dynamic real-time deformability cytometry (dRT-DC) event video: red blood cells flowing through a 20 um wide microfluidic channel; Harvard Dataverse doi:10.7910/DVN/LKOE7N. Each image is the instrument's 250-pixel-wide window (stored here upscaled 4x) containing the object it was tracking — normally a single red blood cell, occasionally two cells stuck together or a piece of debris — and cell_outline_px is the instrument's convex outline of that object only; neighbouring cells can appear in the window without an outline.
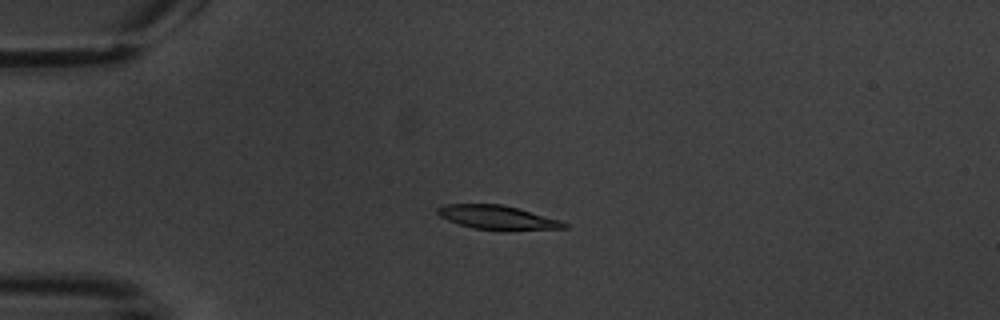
{"species": "common noctule bat (a hibernating species)", "species_latin": "Nyctalus noctula", "temperature_condition": "warm", "stored_images_in_passage": 8, "camera_frame_rate_fps": 3000, "um_per_image_px": 0.085, "animal": {"sex": "male", "body_mass_g": 20.1, "forearm_length_mm": 53.5}, "frame": {"image": 1, "passage_image": 5, "time_ms": 4.667, "image_size_px": [1000, 320], "cell_outline_px": [[568, 228], [508, 232], [504, 232], [472, 228], [448, 220], [440, 216], [436, 212], [436, 208], [444, 204], [500, 204], [516, 208], [560, 220], [568, 224]], "centroid_in_image_um": [42.31, 18.52], "position_along_channel_um": 42.7, "area_um2": 18.09}}
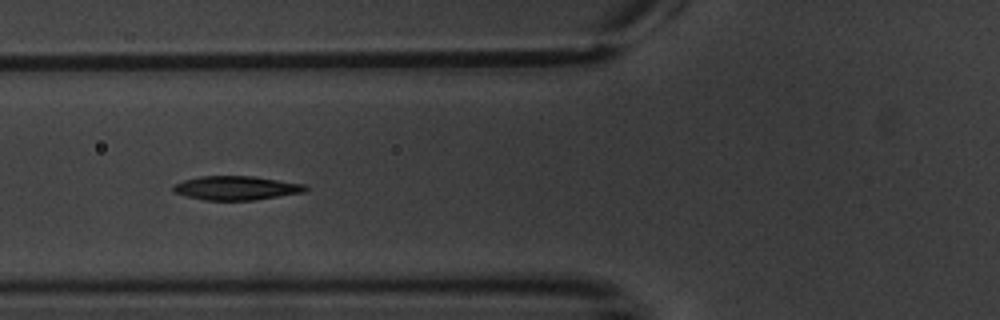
{"frame": {"image": 2, "passage_image": 7, "time_ms": 7.333, "image_size_px": [1000, 320], "cell_outline_px": [[308, 188], [304, 192], [256, 200], [204, 200], [188, 196], [176, 192], [172, 188], [172, 184], [184, 180], [200, 176], [252, 176], [308, 184]], "centroid_in_image_um": [20.12, 15.97], "position_along_channel_um": 105.7, "area_um2": 18.5}}
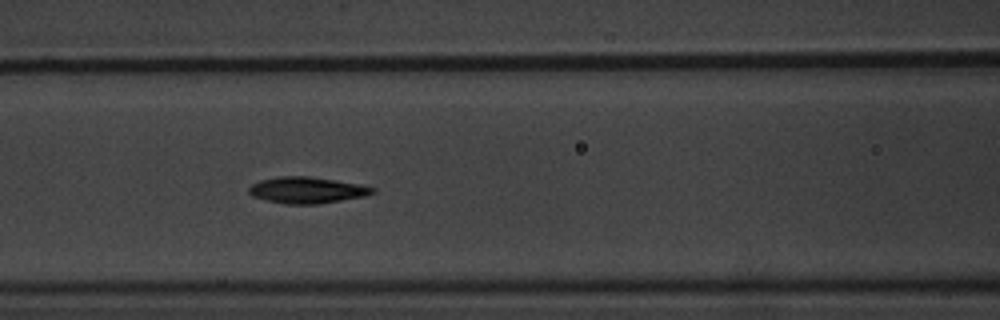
{"frame": {"image": 3, "passage_image": 8, "time_ms": 8.333, "image_size_px": [1000, 320], "cell_outline_px": [[376, 192], [364, 196], [320, 204], [284, 204], [264, 200], [252, 196], [248, 192], [248, 188], [252, 184], [260, 180], [276, 176], [308, 176], [360, 184], [376, 188]], "centroid_in_image_um": [26.06, 16.16], "position_along_channel_um": 140.5, "area_um2": 19.13}}